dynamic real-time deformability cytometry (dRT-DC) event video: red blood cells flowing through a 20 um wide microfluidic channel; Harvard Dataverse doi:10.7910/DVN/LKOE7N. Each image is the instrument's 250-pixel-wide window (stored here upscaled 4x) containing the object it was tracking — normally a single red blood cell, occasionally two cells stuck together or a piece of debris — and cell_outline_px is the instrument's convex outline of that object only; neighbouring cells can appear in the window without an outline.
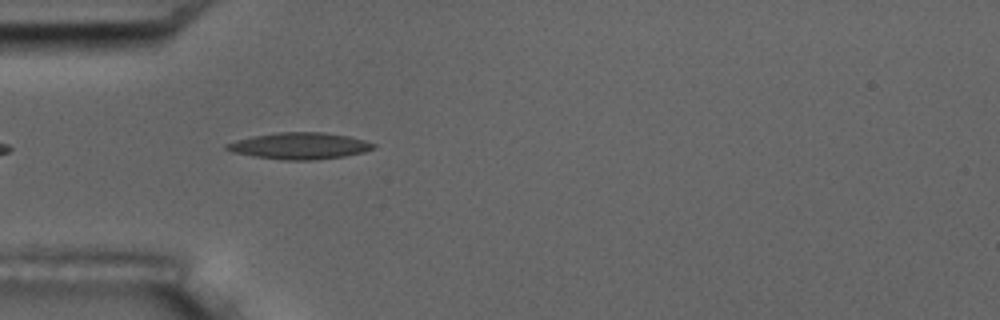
{"species": "common noctule bat (a hibernating species)", "species_latin": "Nyctalus noctula", "temperature_condition": "room temperature", "stored_images_in_passage": 3, "camera_frame_rate_fps": 3000, "um_per_image_px": 0.085, "animal": {"sex": "male", "body_mass_g": 17.5, "forearm_length_mm": 52.3}, "frame": {"image": 1, "passage_image": 2, "time_ms": 1.333, "image_size_px": [1000, 320], "cell_outline_px": [[376, 148], [364, 152], [344, 156], [312, 160], [280, 160], [252, 156], [232, 152], [224, 148], [224, 144], [236, 140], [252, 136], [280, 132], [324, 132], [348, 136], [364, 140], [376, 144]], "centroid_in_image_um": [25.45, 12.4], "position_along_channel_um": 59.6, "area_um2": 22.83}}